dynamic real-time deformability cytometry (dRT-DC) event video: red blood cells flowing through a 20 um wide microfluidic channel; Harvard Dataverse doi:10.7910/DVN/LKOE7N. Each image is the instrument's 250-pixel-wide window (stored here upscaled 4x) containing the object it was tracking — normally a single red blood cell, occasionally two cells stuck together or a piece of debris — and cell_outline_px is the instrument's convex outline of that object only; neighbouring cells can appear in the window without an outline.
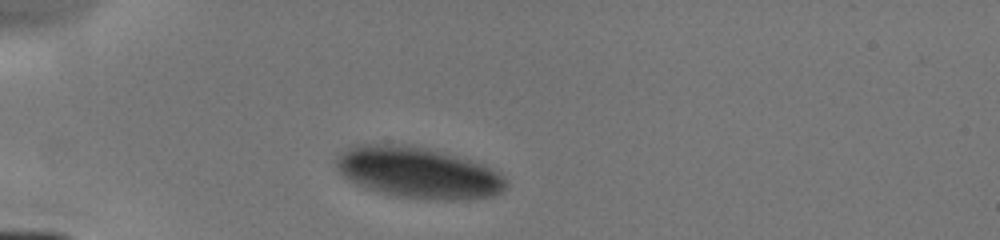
{"species": "human", "species_latin": "Homo sapiens", "temperature_condition": "cold", "stored_images_in_passage": 1, "camera_frame_rate_fps": 3000, "um_per_image_px": 0.085, "donor": {"sex": "male"}, "frame": {"image": 1, "passage_image": 1, "time_ms": 0.0, "image_size_px": [1000, 240], "cell_outline_px": [[508, 184], [500, 192], [492, 196], [468, 200], [428, 200], [396, 196], [364, 188], [356, 184], [344, 176], [336, 168], [336, 156], [340, 152], [356, 144], [400, 144], [428, 148], [472, 160], [496, 168], [504, 176]], "centroid_in_image_um": [35.57, 14.68], "position_along_channel_um": 49.4, "area_um2": 51.27}}